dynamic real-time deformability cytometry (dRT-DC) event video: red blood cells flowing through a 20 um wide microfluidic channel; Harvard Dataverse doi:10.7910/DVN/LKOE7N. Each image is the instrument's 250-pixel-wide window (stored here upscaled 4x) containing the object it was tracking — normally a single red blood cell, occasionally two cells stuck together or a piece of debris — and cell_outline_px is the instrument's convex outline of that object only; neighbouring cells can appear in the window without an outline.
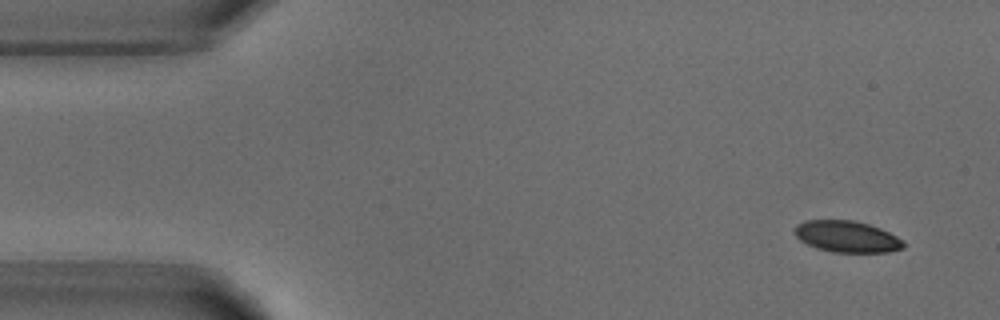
{"species": "common noctule bat (a hibernating species)", "species_latin": "Nyctalus noctula", "temperature_condition": "warm", "stored_images_in_passage": 4, "camera_frame_rate_fps": 3000, "um_per_image_px": 0.085, "animal": {"sex": "male", "body_mass_g": 18.8}, "frame": {"image": 1, "passage_image": 1, "time_ms": 0.0, "image_size_px": [1000, 320], "cell_outline_px": [[904, 248], [888, 252], [832, 252], [816, 248], [800, 240], [792, 232], [796, 224], [804, 220], [852, 220], [868, 224], [880, 228], [904, 240]], "centroid_in_image_um": [71.96, 20.1], "position_along_channel_um": 13.0, "area_um2": 20.06}}
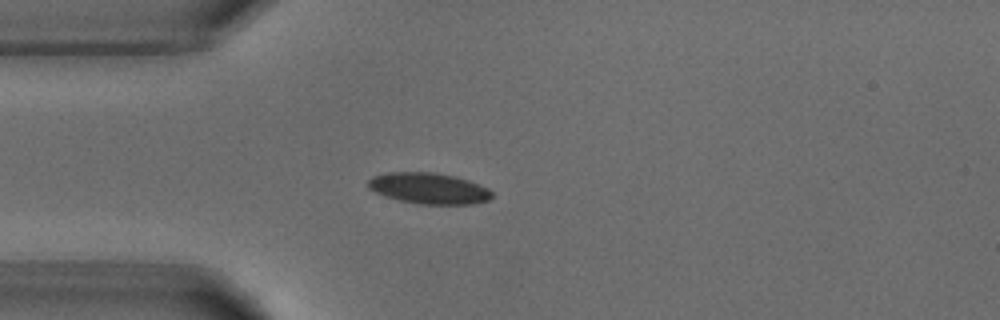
{"frame": {"image": 2, "passage_image": 4, "time_ms": 3.333, "image_size_px": [1000, 320], "cell_outline_px": [[492, 196], [488, 200], [472, 204], [420, 204], [400, 200], [384, 196], [368, 188], [368, 180], [372, 176], [388, 172], [432, 172], [452, 176], [468, 180], [488, 188], [492, 192]], "centroid_in_image_um": [36.43, 16.01], "position_along_channel_um": 48.6, "area_um2": 22.25}}